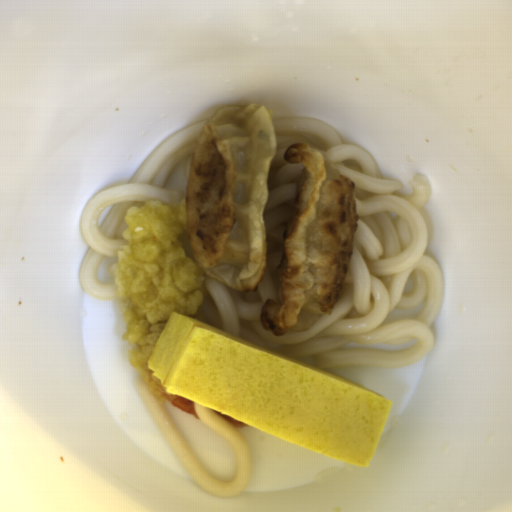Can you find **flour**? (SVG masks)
Here are the masks:
<instances>
[{"mask_svg":"<svg viewBox=\"0 0 512 512\" xmlns=\"http://www.w3.org/2000/svg\"><path fill=\"white\" fill-rule=\"evenodd\" d=\"M277 140L261 104H226L201 127L185 197L193 259L229 289L257 291L267 268L263 219Z\"/></svg>","mask_w":512,"mask_h":512,"instance_id":"1","label":"flour"},{"mask_svg":"<svg viewBox=\"0 0 512 512\" xmlns=\"http://www.w3.org/2000/svg\"><path fill=\"white\" fill-rule=\"evenodd\" d=\"M283 158L303 169L282 235L279 298L260 309L263 328L274 336L307 331L332 312L345 293L358 226L355 183L324 153L294 142Z\"/></svg>","mask_w":512,"mask_h":512,"instance_id":"2","label":"flour"}]
</instances>
